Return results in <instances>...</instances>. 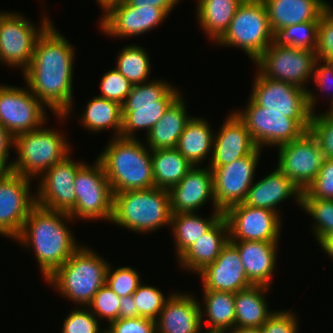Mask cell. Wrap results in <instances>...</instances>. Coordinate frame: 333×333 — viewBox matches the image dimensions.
Here are the masks:
<instances>
[{"instance_id":"obj_22","label":"cell","mask_w":333,"mask_h":333,"mask_svg":"<svg viewBox=\"0 0 333 333\" xmlns=\"http://www.w3.org/2000/svg\"><path fill=\"white\" fill-rule=\"evenodd\" d=\"M218 131H215L212 156L208 167H219L251 154L256 144L245 123L233 111L225 117Z\"/></svg>"},{"instance_id":"obj_21","label":"cell","mask_w":333,"mask_h":333,"mask_svg":"<svg viewBox=\"0 0 333 333\" xmlns=\"http://www.w3.org/2000/svg\"><path fill=\"white\" fill-rule=\"evenodd\" d=\"M203 290L236 293L252 284L248 281L238 249L230 242L213 263L199 273Z\"/></svg>"},{"instance_id":"obj_23","label":"cell","mask_w":333,"mask_h":333,"mask_svg":"<svg viewBox=\"0 0 333 333\" xmlns=\"http://www.w3.org/2000/svg\"><path fill=\"white\" fill-rule=\"evenodd\" d=\"M169 194L172 214L198 212L209 200L214 205L213 209L217 210L213 195V174L209 167L193 166L169 190Z\"/></svg>"},{"instance_id":"obj_50","label":"cell","mask_w":333,"mask_h":333,"mask_svg":"<svg viewBox=\"0 0 333 333\" xmlns=\"http://www.w3.org/2000/svg\"><path fill=\"white\" fill-rule=\"evenodd\" d=\"M323 63V64H322ZM313 83H316L317 90L323 91L330 90L333 88V63L317 60L314 69ZM331 88V89H330ZM327 90V92H328ZM329 98V107L333 105V90Z\"/></svg>"},{"instance_id":"obj_36","label":"cell","mask_w":333,"mask_h":333,"mask_svg":"<svg viewBox=\"0 0 333 333\" xmlns=\"http://www.w3.org/2000/svg\"><path fill=\"white\" fill-rule=\"evenodd\" d=\"M154 186L170 190L193 167L176 149H159L151 152Z\"/></svg>"},{"instance_id":"obj_3","label":"cell","mask_w":333,"mask_h":333,"mask_svg":"<svg viewBox=\"0 0 333 333\" xmlns=\"http://www.w3.org/2000/svg\"><path fill=\"white\" fill-rule=\"evenodd\" d=\"M139 138L112 137L97 157L113 194L154 186L151 150Z\"/></svg>"},{"instance_id":"obj_30","label":"cell","mask_w":333,"mask_h":333,"mask_svg":"<svg viewBox=\"0 0 333 333\" xmlns=\"http://www.w3.org/2000/svg\"><path fill=\"white\" fill-rule=\"evenodd\" d=\"M270 287L251 285L235 293V327L261 328L275 312L265 299Z\"/></svg>"},{"instance_id":"obj_49","label":"cell","mask_w":333,"mask_h":333,"mask_svg":"<svg viewBox=\"0 0 333 333\" xmlns=\"http://www.w3.org/2000/svg\"><path fill=\"white\" fill-rule=\"evenodd\" d=\"M105 329L108 333H156V322L138 316L136 318L117 319Z\"/></svg>"},{"instance_id":"obj_40","label":"cell","mask_w":333,"mask_h":333,"mask_svg":"<svg viewBox=\"0 0 333 333\" xmlns=\"http://www.w3.org/2000/svg\"><path fill=\"white\" fill-rule=\"evenodd\" d=\"M168 297L158 288L141 282L137 290L132 294L134 302L138 309V315L143 318L156 321L160 311L164 307Z\"/></svg>"},{"instance_id":"obj_54","label":"cell","mask_w":333,"mask_h":333,"mask_svg":"<svg viewBox=\"0 0 333 333\" xmlns=\"http://www.w3.org/2000/svg\"><path fill=\"white\" fill-rule=\"evenodd\" d=\"M323 252H325L328 256L333 259V237L328 238L322 245H321Z\"/></svg>"},{"instance_id":"obj_12","label":"cell","mask_w":333,"mask_h":333,"mask_svg":"<svg viewBox=\"0 0 333 333\" xmlns=\"http://www.w3.org/2000/svg\"><path fill=\"white\" fill-rule=\"evenodd\" d=\"M42 18L37 28L18 12L0 11V63L21 67L22 73L29 67L37 39L52 23L50 16Z\"/></svg>"},{"instance_id":"obj_6","label":"cell","mask_w":333,"mask_h":333,"mask_svg":"<svg viewBox=\"0 0 333 333\" xmlns=\"http://www.w3.org/2000/svg\"><path fill=\"white\" fill-rule=\"evenodd\" d=\"M180 93L179 89L161 79L133 85L122 104L120 137L135 139L136 131L144 129L148 134Z\"/></svg>"},{"instance_id":"obj_29","label":"cell","mask_w":333,"mask_h":333,"mask_svg":"<svg viewBox=\"0 0 333 333\" xmlns=\"http://www.w3.org/2000/svg\"><path fill=\"white\" fill-rule=\"evenodd\" d=\"M185 103L180 94L166 109L162 118L145 135L148 145L146 147L151 151L176 147L180 135L193 117L188 115Z\"/></svg>"},{"instance_id":"obj_48","label":"cell","mask_w":333,"mask_h":333,"mask_svg":"<svg viewBox=\"0 0 333 333\" xmlns=\"http://www.w3.org/2000/svg\"><path fill=\"white\" fill-rule=\"evenodd\" d=\"M298 321L296 313L289 310H278L260 328L261 333H298Z\"/></svg>"},{"instance_id":"obj_45","label":"cell","mask_w":333,"mask_h":333,"mask_svg":"<svg viewBox=\"0 0 333 333\" xmlns=\"http://www.w3.org/2000/svg\"><path fill=\"white\" fill-rule=\"evenodd\" d=\"M301 199L333 200V159L324 158L317 177L301 193Z\"/></svg>"},{"instance_id":"obj_55","label":"cell","mask_w":333,"mask_h":333,"mask_svg":"<svg viewBox=\"0 0 333 333\" xmlns=\"http://www.w3.org/2000/svg\"><path fill=\"white\" fill-rule=\"evenodd\" d=\"M226 333H261L260 328H244V327H234L232 330Z\"/></svg>"},{"instance_id":"obj_8","label":"cell","mask_w":333,"mask_h":333,"mask_svg":"<svg viewBox=\"0 0 333 333\" xmlns=\"http://www.w3.org/2000/svg\"><path fill=\"white\" fill-rule=\"evenodd\" d=\"M317 60L315 51L277 46L272 42L254 64L262 77L284 81L308 91L309 107L314 112L318 93L307 89L306 83L313 79Z\"/></svg>"},{"instance_id":"obj_43","label":"cell","mask_w":333,"mask_h":333,"mask_svg":"<svg viewBox=\"0 0 333 333\" xmlns=\"http://www.w3.org/2000/svg\"><path fill=\"white\" fill-rule=\"evenodd\" d=\"M132 83L117 69L107 70L100 80V95L98 97L113 100L121 105L132 90Z\"/></svg>"},{"instance_id":"obj_5","label":"cell","mask_w":333,"mask_h":333,"mask_svg":"<svg viewBox=\"0 0 333 333\" xmlns=\"http://www.w3.org/2000/svg\"><path fill=\"white\" fill-rule=\"evenodd\" d=\"M169 190L153 187L113 194L112 223L137 233H151L170 226ZM163 226V227H162Z\"/></svg>"},{"instance_id":"obj_42","label":"cell","mask_w":333,"mask_h":333,"mask_svg":"<svg viewBox=\"0 0 333 333\" xmlns=\"http://www.w3.org/2000/svg\"><path fill=\"white\" fill-rule=\"evenodd\" d=\"M112 268L109 263L106 272V284L119 297L132 295L141 283V277L137 270L130 266L119 267L115 270Z\"/></svg>"},{"instance_id":"obj_25","label":"cell","mask_w":333,"mask_h":333,"mask_svg":"<svg viewBox=\"0 0 333 333\" xmlns=\"http://www.w3.org/2000/svg\"><path fill=\"white\" fill-rule=\"evenodd\" d=\"M239 251L248 281L252 285L272 287L280 242L230 241Z\"/></svg>"},{"instance_id":"obj_10","label":"cell","mask_w":333,"mask_h":333,"mask_svg":"<svg viewBox=\"0 0 333 333\" xmlns=\"http://www.w3.org/2000/svg\"><path fill=\"white\" fill-rule=\"evenodd\" d=\"M245 123L252 140L259 149L279 147L300 138L309 131L311 119H291L284 112L267 111L250 97L244 110L234 111Z\"/></svg>"},{"instance_id":"obj_24","label":"cell","mask_w":333,"mask_h":333,"mask_svg":"<svg viewBox=\"0 0 333 333\" xmlns=\"http://www.w3.org/2000/svg\"><path fill=\"white\" fill-rule=\"evenodd\" d=\"M189 292L172 293L156 322V333H201V305Z\"/></svg>"},{"instance_id":"obj_47","label":"cell","mask_w":333,"mask_h":333,"mask_svg":"<svg viewBox=\"0 0 333 333\" xmlns=\"http://www.w3.org/2000/svg\"><path fill=\"white\" fill-rule=\"evenodd\" d=\"M317 59L333 63V8L329 6L321 15L318 24Z\"/></svg>"},{"instance_id":"obj_9","label":"cell","mask_w":333,"mask_h":333,"mask_svg":"<svg viewBox=\"0 0 333 333\" xmlns=\"http://www.w3.org/2000/svg\"><path fill=\"white\" fill-rule=\"evenodd\" d=\"M273 42L268 12L263 0H243L228 30L215 43L239 47L254 62Z\"/></svg>"},{"instance_id":"obj_17","label":"cell","mask_w":333,"mask_h":333,"mask_svg":"<svg viewBox=\"0 0 333 333\" xmlns=\"http://www.w3.org/2000/svg\"><path fill=\"white\" fill-rule=\"evenodd\" d=\"M250 98L267 111L284 112L291 119H311L308 91L256 72Z\"/></svg>"},{"instance_id":"obj_39","label":"cell","mask_w":333,"mask_h":333,"mask_svg":"<svg viewBox=\"0 0 333 333\" xmlns=\"http://www.w3.org/2000/svg\"><path fill=\"white\" fill-rule=\"evenodd\" d=\"M301 208L315 221L312 230L320 246L333 237V200L301 199Z\"/></svg>"},{"instance_id":"obj_41","label":"cell","mask_w":333,"mask_h":333,"mask_svg":"<svg viewBox=\"0 0 333 333\" xmlns=\"http://www.w3.org/2000/svg\"><path fill=\"white\" fill-rule=\"evenodd\" d=\"M120 297L105 283L95 294L87 308L98 320L104 319L108 325L119 319Z\"/></svg>"},{"instance_id":"obj_16","label":"cell","mask_w":333,"mask_h":333,"mask_svg":"<svg viewBox=\"0 0 333 333\" xmlns=\"http://www.w3.org/2000/svg\"><path fill=\"white\" fill-rule=\"evenodd\" d=\"M277 168L300 190L306 188L317 177L324 156L317 139L310 131L300 138L278 147Z\"/></svg>"},{"instance_id":"obj_13","label":"cell","mask_w":333,"mask_h":333,"mask_svg":"<svg viewBox=\"0 0 333 333\" xmlns=\"http://www.w3.org/2000/svg\"><path fill=\"white\" fill-rule=\"evenodd\" d=\"M262 149L258 147L249 155L219 167H209L213 174V195L217 210L244 203L255 179V171Z\"/></svg>"},{"instance_id":"obj_14","label":"cell","mask_w":333,"mask_h":333,"mask_svg":"<svg viewBox=\"0 0 333 333\" xmlns=\"http://www.w3.org/2000/svg\"><path fill=\"white\" fill-rule=\"evenodd\" d=\"M45 108L28 86L0 84V123L13 137L45 125Z\"/></svg>"},{"instance_id":"obj_33","label":"cell","mask_w":333,"mask_h":333,"mask_svg":"<svg viewBox=\"0 0 333 333\" xmlns=\"http://www.w3.org/2000/svg\"><path fill=\"white\" fill-rule=\"evenodd\" d=\"M243 0H197V20L208 39L216 43L228 30Z\"/></svg>"},{"instance_id":"obj_7","label":"cell","mask_w":333,"mask_h":333,"mask_svg":"<svg viewBox=\"0 0 333 333\" xmlns=\"http://www.w3.org/2000/svg\"><path fill=\"white\" fill-rule=\"evenodd\" d=\"M66 139L60 131L43 125L15 136L13 148L17 157L13 159L12 172L32 180L38 179L71 153L72 148Z\"/></svg>"},{"instance_id":"obj_1","label":"cell","mask_w":333,"mask_h":333,"mask_svg":"<svg viewBox=\"0 0 333 333\" xmlns=\"http://www.w3.org/2000/svg\"><path fill=\"white\" fill-rule=\"evenodd\" d=\"M53 24L37 39L30 65L22 75L30 91L56 118L65 120L74 107L75 51Z\"/></svg>"},{"instance_id":"obj_44","label":"cell","mask_w":333,"mask_h":333,"mask_svg":"<svg viewBox=\"0 0 333 333\" xmlns=\"http://www.w3.org/2000/svg\"><path fill=\"white\" fill-rule=\"evenodd\" d=\"M309 131L317 139L324 158L333 159V116L327 111L312 112Z\"/></svg>"},{"instance_id":"obj_37","label":"cell","mask_w":333,"mask_h":333,"mask_svg":"<svg viewBox=\"0 0 333 333\" xmlns=\"http://www.w3.org/2000/svg\"><path fill=\"white\" fill-rule=\"evenodd\" d=\"M148 55L145 49L137 44L126 45L116 56V66L114 68L126 77L132 85L147 82L152 69Z\"/></svg>"},{"instance_id":"obj_20","label":"cell","mask_w":333,"mask_h":333,"mask_svg":"<svg viewBox=\"0 0 333 333\" xmlns=\"http://www.w3.org/2000/svg\"><path fill=\"white\" fill-rule=\"evenodd\" d=\"M101 16L99 28L106 36L126 38L148 33L169 15L153 6L134 7L124 0L111 5Z\"/></svg>"},{"instance_id":"obj_26","label":"cell","mask_w":333,"mask_h":333,"mask_svg":"<svg viewBox=\"0 0 333 333\" xmlns=\"http://www.w3.org/2000/svg\"><path fill=\"white\" fill-rule=\"evenodd\" d=\"M301 190L278 168L262 179L253 182L244 203L255 208H264L279 214L280 203L294 197L301 207ZM278 205V206H277Z\"/></svg>"},{"instance_id":"obj_11","label":"cell","mask_w":333,"mask_h":333,"mask_svg":"<svg viewBox=\"0 0 333 333\" xmlns=\"http://www.w3.org/2000/svg\"><path fill=\"white\" fill-rule=\"evenodd\" d=\"M75 207L68 213L73 219L111 221L113 192L101 162L84 163L74 180Z\"/></svg>"},{"instance_id":"obj_52","label":"cell","mask_w":333,"mask_h":333,"mask_svg":"<svg viewBox=\"0 0 333 333\" xmlns=\"http://www.w3.org/2000/svg\"><path fill=\"white\" fill-rule=\"evenodd\" d=\"M128 5L134 7L153 6L163 9L168 15L179 3V0H124Z\"/></svg>"},{"instance_id":"obj_56","label":"cell","mask_w":333,"mask_h":333,"mask_svg":"<svg viewBox=\"0 0 333 333\" xmlns=\"http://www.w3.org/2000/svg\"><path fill=\"white\" fill-rule=\"evenodd\" d=\"M104 13L111 5L118 3L120 0H96Z\"/></svg>"},{"instance_id":"obj_18","label":"cell","mask_w":333,"mask_h":333,"mask_svg":"<svg viewBox=\"0 0 333 333\" xmlns=\"http://www.w3.org/2000/svg\"><path fill=\"white\" fill-rule=\"evenodd\" d=\"M223 216L227 220L229 241L278 242L281 215L264 208L240 203L228 208Z\"/></svg>"},{"instance_id":"obj_2","label":"cell","mask_w":333,"mask_h":333,"mask_svg":"<svg viewBox=\"0 0 333 333\" xmlns=\"http://www.w3.org/2000/svg\"><path fill=\"white\" fill-rule=\"evenodd\" d=\"M67 220L74 219L66 212L48 210L36 205L15 239L24 248L31 250L32 247L45 280L80 246L69 229Z\"/></svg>"},{"instance_id":"obj_31","label":"cell","mask_w":333,"mask_h":333,"mask_svg":"<svg viewBox=\"0 0 333 333\" xmlns=\"http://www.w3.org/2000/svg\"><path fill=\"white\" fill-rule=\"evenodd\" d=\"M215 131L207 119L192 117L178 139L176 149L192 166H199L213 150Z\"/></svg>"},{"instance_id":"obj_19","label":"cell","mask_w":333,"mask_h":333,"mask_svg":"<svg viewBox=\"0 0 333 333\" xmlns=\"http://www.w3.org/2000/svg\"><path fill=\"white\" fill-rule=\"evenodd\" d=\"M83 161L67 156L39 177L36 205L53 211L69 213L76 204L74 180Z\"/></svg>"},{"instance_id":"obj_15","label":"cell","mask_w":333,"mask_h":333,"mask_svg":"<svg viewBox=\"0 0 333 333\" xmlns=\"http://www.w3.org/2000/svg\"><path fill=\"white\" fill-rule=\"evenodd\" d=\"M31 183L30 178L13 172L0 173V236L15 240L22 231L25 220L36 206Z\"/></svg>"},{"instance_id":"obj_38","label":"cell","mask_w":333,"mask_h":333,"mask_svg":"<svg viewBox=\"0 0 333 333\" xmlns=\"http://www.w3.org/2000/svg\"><path fill=\"white\" fill-rule=\"evenodd\" d=\"M318 24L319 21H307L277 29L273 33V43L277 46H290L315 51Z\"/></svg>"},{"instance_id":"obj_53","label":"cell","mask_w":333,"mask_h":333,"mask_svg":"<svg viewBox=\"0 0 333 333\" xmlns=\"http://www.w3.org/2000/svg\"><path fill=\"white\" fill-rule=\"evenodd\" d=\"M138 309L132 295L120 297L119 319L138 317Z\"/></svg>"},{"instance_id":"obj_57","label":"cell","mask_w":333,"mask_h":333,"mask_svg":"<svg viewBox=\"0 0 333 333\" xmlns=\"http://www.w3.org/2000/svg\"><path fill=\"white\" fill-rule=\"evenodd\" d=\"M328 109H327V112H329L333 116V105L328 107Z\"/></svg>"},{"instance_id":"obj_27","label":"cell","mask_w":333,"mask_h":333,"mask_svg":"<svg viewBox=\"0 0 333 333\" xmlns=\"http://www.w3.org/2000/svg\"><path fill=\"white\" fill-rule=\"evenodd\" d=\"M229 241L228 223L223 216L176 260L185 271L196 274L213 263Z\"/></svg>"},{"instance_id":"obj_4","label":"cell","mask_w":333,"mask_h":333,"mask_svg":"<svg viewBox=\"0 0 333 333\" xmlns=\"http://www.w3.org/2000/svg\"><path fill=\"white\" fill-rule=\"evenodd\" d=\"M108 265L98 252L80 245L46 281L76 306L87 307L106 283Z\"/></svg>"},{"instance_id":"obj_32","label":"cell","mask_w":333,"mask_h":333,"mask_svg":"<svg viewBox=\"0 0 333 333\" xmlns=\"http://www.w3.org/2000/svg\"><path fill=\"white\" fill-rule=\"evenodd\" d=\"M195 213L171 215L170 227L175 241L177 259L223 217V212L220 210H213L209 218H202Z\"/></svg>"},{"instance_id":"obj_34","label":"cell","mask_w":333,"mask_h":333,"mask_svg":"<svg viewBox=\"0 0 333 333\" xmlns=\"http://www.w3.org/2000/svg\"><path fill=\"white\" fill-rule=\"evenodd\" d=\"M202 294L205 308H201L202 327L205 317L208 321L205 333H226L232 330L235 327V293L203 290Z\"/></svg>"},{"instance_id":"obj_51","label":"cell","mask_w":333,"mask_h":333,"mask_svg":"<svg viewBox=\"0 0 333 333\" xmlns=\"http://www.w3.org/2000/svg\"><path fill=\"white\" fill-rule=\"evenodd\" d=\"M12 147H14V137L0 123V173L12 172L13 160L8 163Z\"/></svg>"},{"instance_id":"obj_28","label":"cell","mask_w":333,"mask_h":333,"mask_svg":"<svg viewBox=\"0 0 333 333\" xmlns=\"http://www.w3.org/2000/svg\"><path fill=\"white\" fill-rule=\"evenodd\" d=\"M271 31L307 21H319L330 6L326 0H263Z\"/></svg>"},{"instance_id":"obj_35","label":"cell","mask_w":333,"mask_h":333,"mask_svg":"<svg viewBox=\"0 0 333 333\" xmlns=\"http://www.w3.org/2000/svg\"><path fill=\"white\" fill-rule=\"evenodd\" d=\"M79 117L81 125L95 134L113 129L112 137H120L122 129V105L116 101L95 96L90 99Z\"/></svg>"},{"instance_id":"obj_46","label":"cell","mask_w":333,"mask_h":333,"mask_svg":"<svg viewBox=\"0 0 333 333\" xmlns=\"http://www.w3.org/2000/svg\"><path fill=\"white\" fill-rule=\"evenodd\" d=\"M98 321L87 307H76L64 319L61 333H103Z\"/></svg>"}]
</instances>
